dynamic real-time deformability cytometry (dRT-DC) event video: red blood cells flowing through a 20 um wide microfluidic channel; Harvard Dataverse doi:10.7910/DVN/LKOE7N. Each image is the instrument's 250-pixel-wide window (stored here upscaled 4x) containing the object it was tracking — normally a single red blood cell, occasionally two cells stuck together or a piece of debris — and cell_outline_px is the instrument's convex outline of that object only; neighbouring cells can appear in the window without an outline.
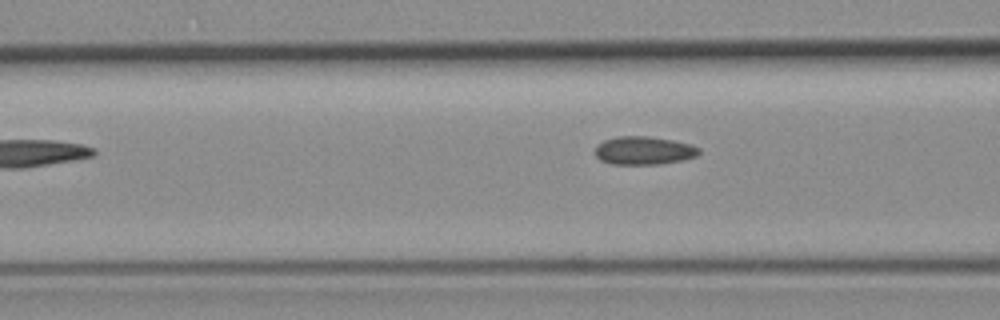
{"species": "common noctule bat (a hibernating species)", "species_latin": "Nyctalus noctula", "temperature_condition": "room temperature", "stored_images_in_passage": 5, "camera_frame_rate_fps": 3000, "um_per_image_px": 0.085, "animal": {"sex": "female", "body_mass_g": 19.3, "forearm_length_mm": 54.1}, "frame": {"image": 1, "passage_image": 4, "time_ms": 4.667, "image_size_px": [1000, 320], "cell_outline_px": [[700, 152], [696, 156], [680, 160], [660, 164], [612, 164], [600, 160], [596, 156], [596, 144], [604, 140], [616, 136], [648, 136], [672, 140], [692, 144], [700, 148]], "centroid_in_image_um": [54.71, 12.79], "position_along_channel_um": 111.9, "area_um2": 17.11}}
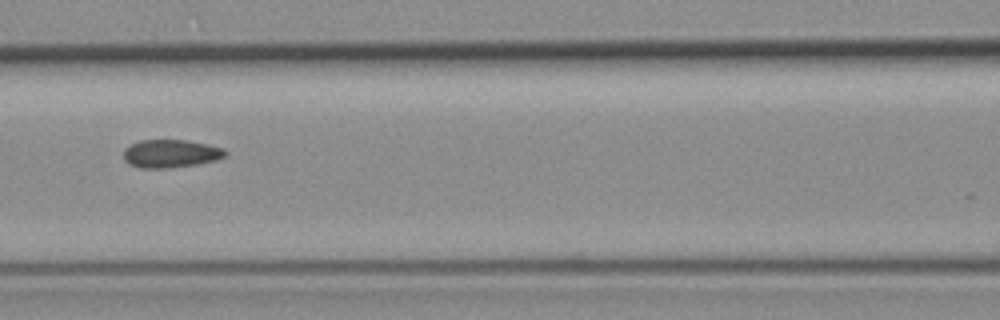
{"frame": {"image": 2, "passage_image": 5, "time_ms": 5.667, "image_size_px": [1000, 320], "cell_outline_px": [[228, 152], [224, 156], [216, 160], [196, 164], [168, 168], [140, 168], [128, 164], [124, 160], [124, 148], [140, 140], [184, 140], [208, 144], [224, 148]], "centroid_in_image_um": [14.5, 13.05], "position_along_channel_um": 152.1, "area_um2": 16.65}}